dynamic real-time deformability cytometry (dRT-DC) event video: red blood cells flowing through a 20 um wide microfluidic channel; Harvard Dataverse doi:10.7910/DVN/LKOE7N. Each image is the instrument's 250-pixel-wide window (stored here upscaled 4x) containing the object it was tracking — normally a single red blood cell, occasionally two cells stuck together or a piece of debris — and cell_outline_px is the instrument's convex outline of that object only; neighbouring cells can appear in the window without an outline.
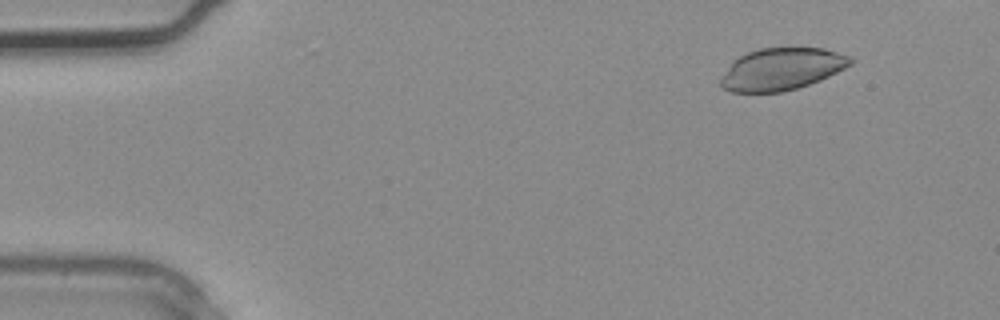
{"species": "common noctule bat (a hibernating species)", "species_latin": "Nyctalus noctula", "temperature_condition": "warm", "stored_images_in_passage": 2, "camera_frame_rate_fps": 3000, "um_per_image_px": 0.085, "animal": {"sex": "male", "body_mass_g": 20.4}, "frame": {"image": 1, "passage_image": 2, "time_ms": 0.333, "image_size_px": [1000, 320], "cell_outline_px": [[856, 60], [852, 64], [820, 80], [796, 88], [780, 92], [732, 92], [724, 88], [720, 84], [720, 76], [740, 56], [748, 52], [760, 48], [824, 48], [852, 56]], "centroid_in_image_um": [66.48, 5.86], "position_along_channel_um": 18.5, "area_um2": 31.62}}